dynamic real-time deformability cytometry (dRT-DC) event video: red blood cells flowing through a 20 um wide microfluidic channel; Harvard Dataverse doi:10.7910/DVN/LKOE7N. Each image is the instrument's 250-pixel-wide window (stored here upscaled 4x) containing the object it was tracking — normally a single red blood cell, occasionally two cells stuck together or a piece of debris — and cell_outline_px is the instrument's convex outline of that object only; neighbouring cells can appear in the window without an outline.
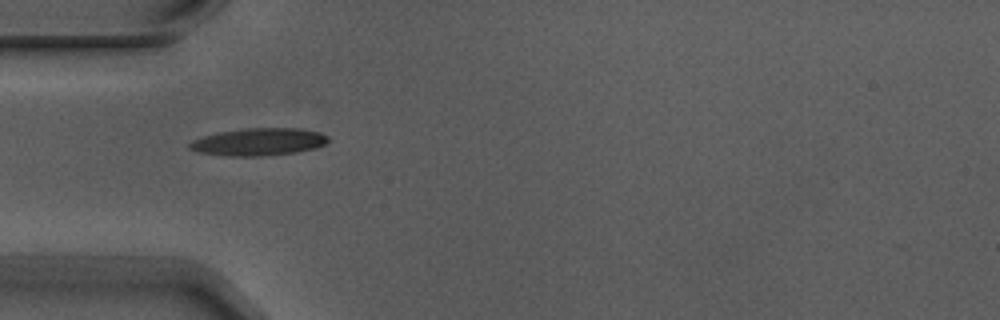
{"species": "Egyptian fruit bat (a non-hibernating species)", "species_latin": "Rousettus aegyptiacus", "temperature_condition": "warm", "stored_images_in_passage": 4, "camera_frame_rate_fps": 3000, "um_per_image_px": 0.085, "animal": {"sex": "male"}, "frame": {"image": 1, "passage_image": 1, "time_ms": 0.0, "image_size_px": [1000, 320], "cell_outline_px": [[328, 140], [324, 144], [316, 148], [296, 152], [264, 156], [228, 156], [196, 152], [188, 148], [188, 144], [192, 140], [204, 136], [220, 132], [248, 128], [300, 128], [320, 132], [328, 136]], "centroid_in_image_um": [21.98, 12.06], "position_along_channel_um": 63.0, "area_um2": 22.2}}
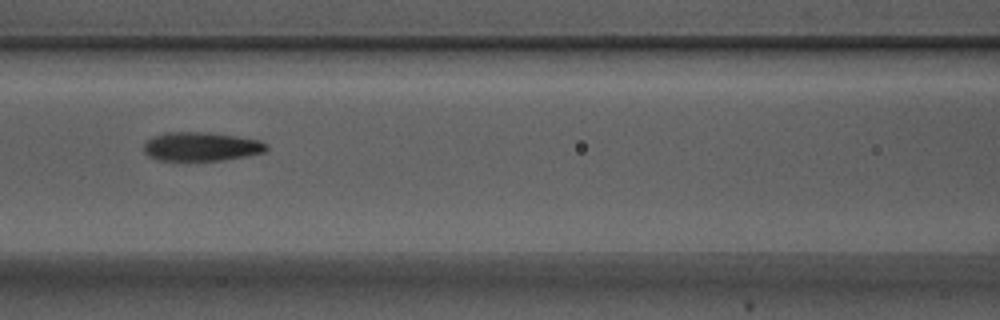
{"frame": {"image": 2, "passage_image": 3, "time_ms": 0.667, "image_size_px": [1000, 320], "cell_outline_px": [[268, 148], [264, 152], [224, 160], [188, 164], [160, 160], [148, 156], [144, 152], [144, 140], [152, 136], [168, 132], [208, 132], [236, 136], [260, 140], [268, 144]], "centroid_in_image_um": [17.04, 12.5], "position_along_channel_um": 149.6, "area_um2": 21.62}}
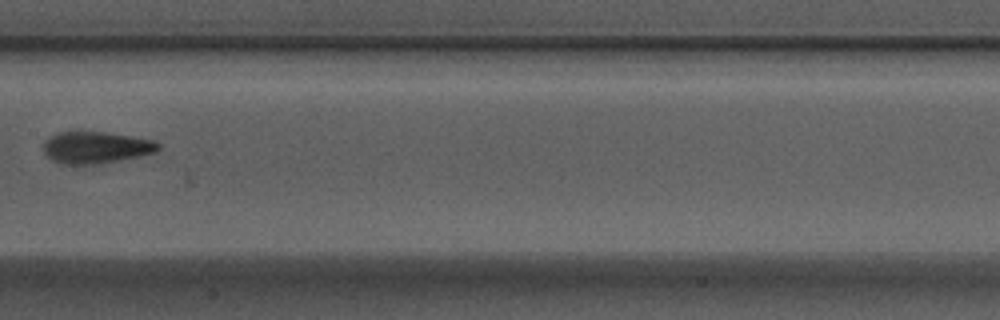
{"frame": {"image": 3, "passage_image": 4, "time_ms": 1.0, "image_size_px": [1000, 320], "cell_outline_px": [[160, 148], [156, 152], [140, 156], [96, 164], [64, 164], [52, 160], [44, 152], [44, 140], [48, 136], [60, 132], [104, 132], [152, 140], [160, 144]], "centroid_in_image_um": [8.13, 12.53], "position_along_channel_um": 199.3, "area_um2": 21.04}}